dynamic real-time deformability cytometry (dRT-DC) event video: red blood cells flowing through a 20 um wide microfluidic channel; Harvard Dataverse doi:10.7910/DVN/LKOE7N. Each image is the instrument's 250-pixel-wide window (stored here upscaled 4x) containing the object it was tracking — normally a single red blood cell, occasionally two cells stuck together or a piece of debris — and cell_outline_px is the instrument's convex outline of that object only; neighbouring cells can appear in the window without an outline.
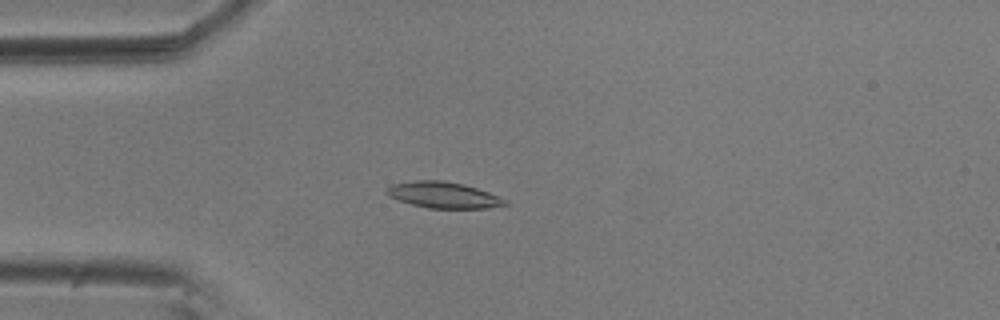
{"species": "common noctule bat (a hibernating species)", "species_latin": "Nyctalus noctula", "temperature_condition": "room temperature", "stored_images_in_passage": 50, "camera_frame_rate_fps": 3000, "um_per_image_px": 0.085, "animal": {"sex": "male", "body_mass_g": 20.5, "forearm_length_mm": 52.5}, "frame": {"image": 1, "passage_image": 9, "time_ms": 2.667, "image_size_px": [1000, 320], "cell_outline_px": [[508, 204], [488, 208], [428, 208], [412, 204], [388, 196], [388, 188], [392, 184], [412, 180], [444, 180], [464, 184], [488, 192], [504, 200]], "centroid_in_image_um": [37.67, 16.56], "position_along_channel_um": 47.3, "area_um2": 17.74}}
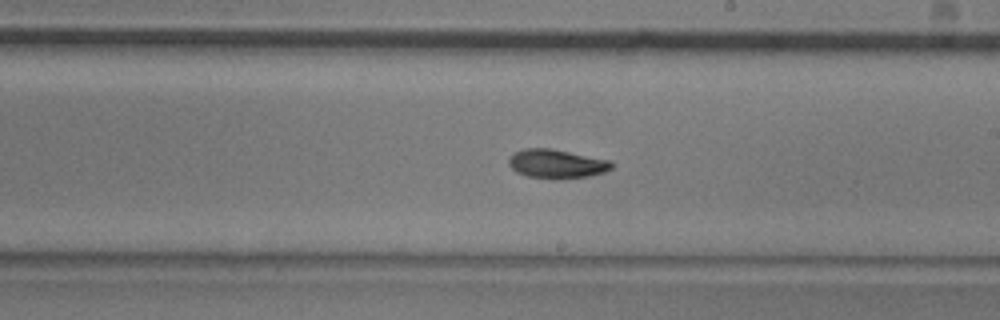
{"frame": {"image": 2, "passage_image": 26, "time_ms": 8.333, "image_size_px": [1000, 320], "cell_outline_px": [[616, 164], [612, 168], [604, 172], [592, 176], [560, 180], [552, 180], [528, 176], [516, 172], [508, 164], [508, 160], [516, 152], [524, 148], [552, 148], [612, 160]], "centroid_in_image_um": [47.38, 13.94], "position_along_channel_um": 241.6, "area_um2": 17.86}}
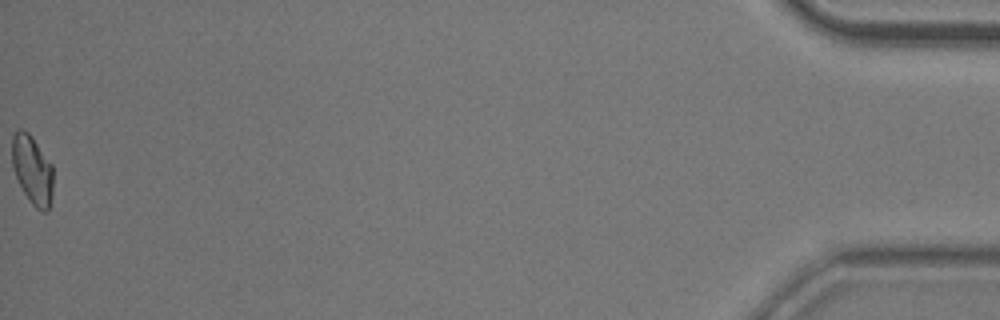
{"frame": {"image": 3, "passage_image": 50, "time_ms": 16.333, "image_size_px": [1000, 320], "cell_outline_px": [[52, 196], [48, 212], [44, 212], [36, 208], [32, 204], [24, 192], [16, 176], [12, 164], [12, 136], [20, 128], [24, 128], [32, 136], [52, 164]], "centroid_in_image_um": [2.75, 14.42], "position_along_channel_um": 432.4, "area_um2": 16.47}, "authors_computed_cell_mechanics": {"area_um2": 16.9643, "velocity_mm_per_s": 3.6589, "shape_relaxation_time_tau1_ms": 3.6234, "shape_relaxation_time_tau2_ms": 3.9451, "deformation_change_tau1": 0.1276, "deformation_change_tau2": 0.0765}}